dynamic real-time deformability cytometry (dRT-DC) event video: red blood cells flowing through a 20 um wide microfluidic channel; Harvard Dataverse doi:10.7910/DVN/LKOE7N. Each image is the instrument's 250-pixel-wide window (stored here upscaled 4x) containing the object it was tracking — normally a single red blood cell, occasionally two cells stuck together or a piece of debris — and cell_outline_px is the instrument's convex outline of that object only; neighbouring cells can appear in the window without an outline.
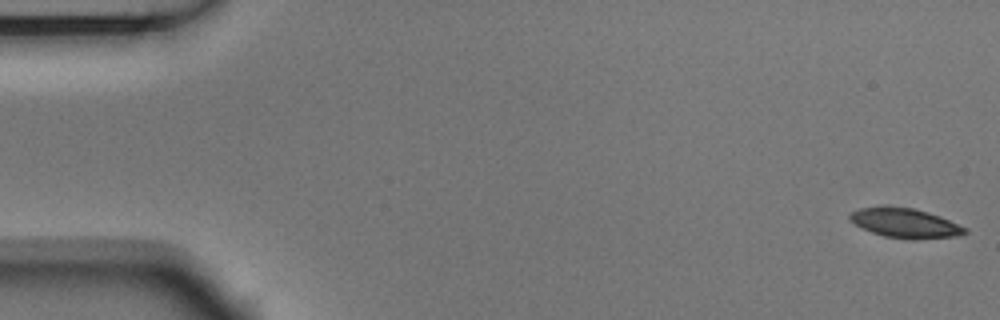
{"species": "Egyptian fruit bat (a non-hibernating species)", "species_latin": "Rousettus aegyptiacus", "temperature_condition": "room temperature", "stored_images_in_passage": 55, "camera_frame_rate_fps": 3000, "um_per_image_px": 0.085, "animal": {"sex": "male"}, "frame": {"image": 1, "passage_image": 1, "time_ms": 0.0, "image_size_px": [1000, 320], "cell_outline_px": [[968, 232], [956, 236], [884, 236], [860, 228], [848, 216], [852, 212], [860, 208], [912, 208], [928, 212], [940, 216], [968, 228]], "centroid_in_image_um": [76.94, 18.93], "position_along_channel_um": 8.1, "area_um2": 18.32}}
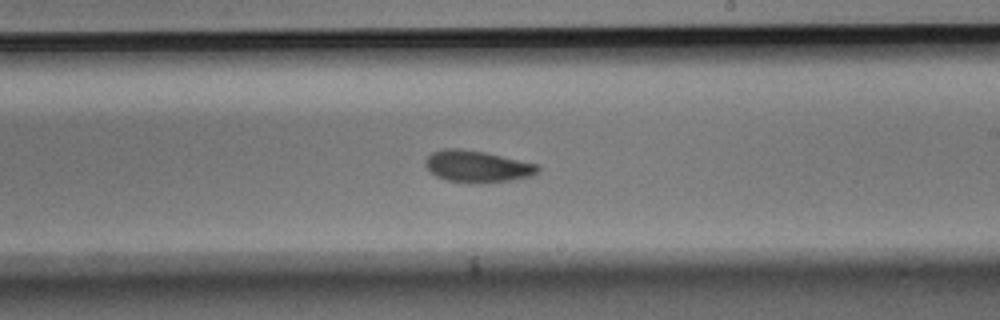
{"frame": {"image": 2, "passage_image": 32, "time_ms": 10.333, "image_size_px": [1000, 320], "cell_outline_px": [[540, 168], [532, 176], [512, 180], [448, 180], [436, 176], [424, 164], [428, 156], [432, 152], [444, 148], [456, 148], [484, 152], [540, 164]], "centroid_in_image_um": [40.59, 14.09], "position_along_channel_um": 248.4, "area_um2": 19.88}}
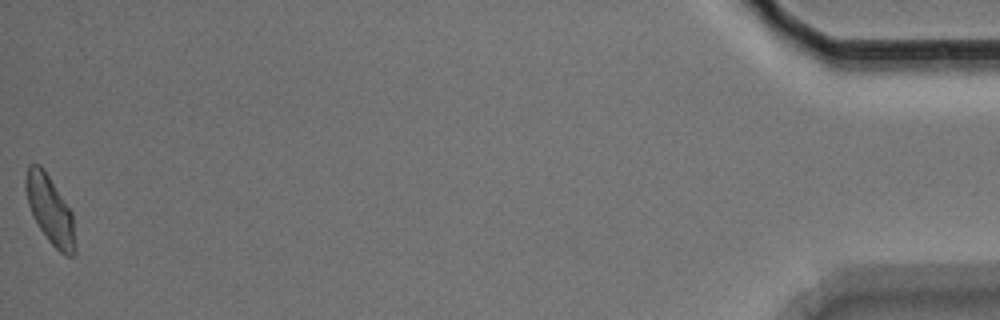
{"frame": {"image": 3, "passage_image": 55, "time_ms": 18.0, "image_size_px": [1000, 320], "cell_outline_px": [[76, 256], [64, 256], [48, 240], [40, 228], [28, 204], [24, 188], [24, 180], [28, 164], [40, 164], [44, 168], [72, 212], [76, 248]], "centroid_in_image_um": [4.26, 17.83], "position_along_channel_um": 430.9, "area_um2": 19.71}, "authors_computed_cell_mechanics": {"area_um2": 20.519, "velocity_mm_per_s": 3.6495, "shape_relaxation_time_tau1_ms": 4.1747, "shape_relaxation_time_tau2_ms": 2.7102, "deformation_change_tau1": 0.1125, "deformation_change_tau2": 0.0778}}